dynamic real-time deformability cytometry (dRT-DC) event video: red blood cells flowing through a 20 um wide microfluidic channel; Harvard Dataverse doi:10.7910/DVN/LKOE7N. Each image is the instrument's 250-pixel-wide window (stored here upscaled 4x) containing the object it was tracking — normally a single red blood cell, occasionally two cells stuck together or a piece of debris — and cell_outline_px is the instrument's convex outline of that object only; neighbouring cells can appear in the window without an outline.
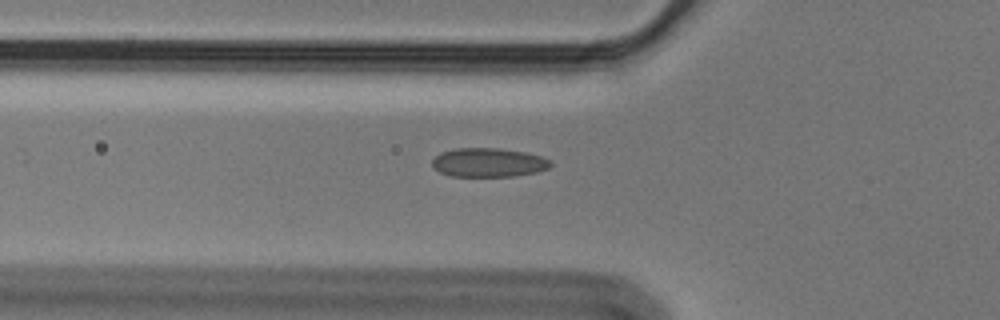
{"species": "Egyptian fruit bat (a non-hibernating species)", "species_latin": "Rousettus aegyptiacus", "temperature_condition": "cold", "stored_images_in_passage": 11, "camera_frame_rate_fps": 3000, "um_per_image_px": 0.085, "animal": {"sex": "male"}, "frame": {"image": 1, "passage_image": 3, "time_ms": 0.667, "image_size_px": [1000, 320], "cell_outline_px": [[552, 164], [548, 168], [536, 172], [512, 176], [452, 176], [440, 172], [432, 164], [432, 160], [440, 152], [456, 148], [500, 148], [524, 152], [544, 156], [552, 160]], "centroid_in_image_um": [41.56, 13.8], "position_along_channel_um": 84.2, "area_um2": 20.0}}
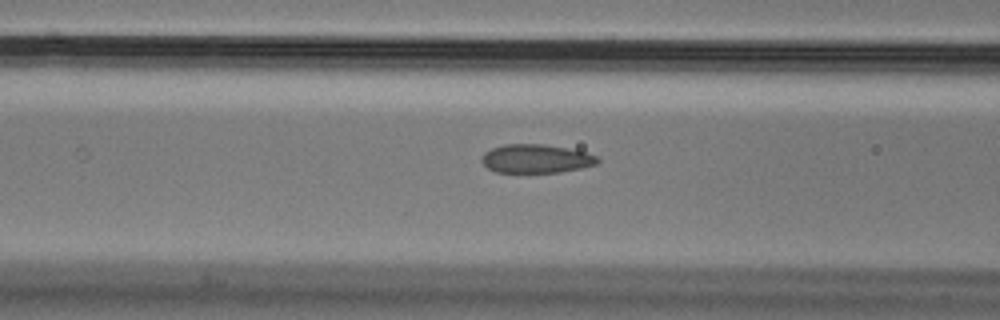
{"frame": {"image": 2, "passage_image": 6, "time_ms": 1.667, "image_size_px": [1000, 320], "cell_outline_px": [[600, 160], [596, 164], [580, 168], [560, 172], [496, 172], [488, 168], [480, 160], [484, 152], [492, 148], [504, 144], [544, 144], [568, 148], [584, 152], [596, 156]], "centroid_in_image_um": [45.54, 13.48], "position_along_channel_um": 121.1, "area_um2": 19.25}}
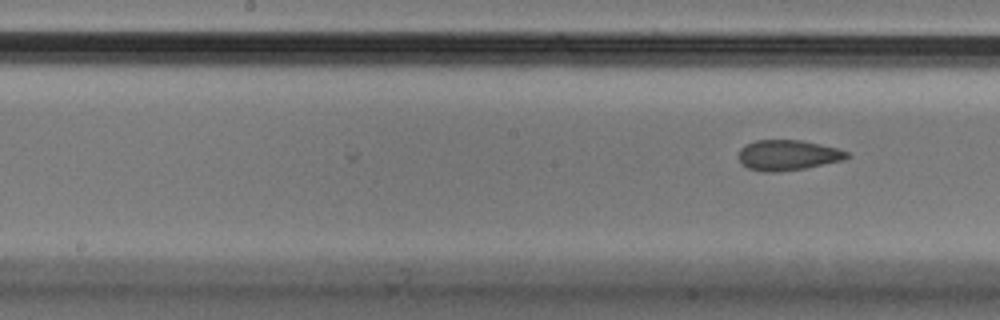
{"frame": {"image": 3, "passage_image": 11, "time_ms": 3.333, "image_size_px": [1000, 320], "cell_outline_px": [[848, 156], [844, 160], [804, 168], [776, 172], [764, 172], [748, 168], [736, 156], [740, 148], [744, 144], [756, 140], [800, 140], [820, 144], [836, 148], [848, 152]], "centroid_in_image_um": [66.91, 13.18], "position_along_channel_um": 181.3, "area_um2": 19.13}}